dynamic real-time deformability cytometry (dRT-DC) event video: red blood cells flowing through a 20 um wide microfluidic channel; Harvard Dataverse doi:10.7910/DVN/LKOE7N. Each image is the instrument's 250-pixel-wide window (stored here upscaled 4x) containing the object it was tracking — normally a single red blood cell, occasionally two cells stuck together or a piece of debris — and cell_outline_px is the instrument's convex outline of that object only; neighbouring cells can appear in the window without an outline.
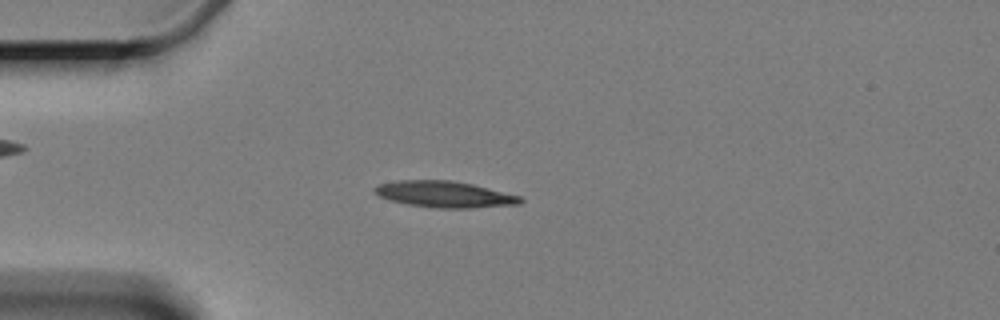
{"species": "Egyptian fruit bat (a non-hibernating species)", "species_latin": "Rousettus aegyptiacus", "temperature_condition": "cold", "stored_images_in_passage": 5, "camera_frame_rate_fps": 3000, "um_per_image_px": 0.085, "animal": {"sex": "female"}, "frame": {"image": 1, "passage_image": 4, "time_ms": 3.333, "image_size_px": [1000, 320], "cell_outline_px": [[524, 200], [520, 204], [468, 208], [432, 208], [408, 204], [392, 200], [380, 196], [372, 188], [380, 184], [400, 180], [452, 180], [472, 184], [520, 196]], "centroid_in_image_um": [37.8, 16.51], "position_along_channel_um": 47.2, "area_um2": 22.08}}